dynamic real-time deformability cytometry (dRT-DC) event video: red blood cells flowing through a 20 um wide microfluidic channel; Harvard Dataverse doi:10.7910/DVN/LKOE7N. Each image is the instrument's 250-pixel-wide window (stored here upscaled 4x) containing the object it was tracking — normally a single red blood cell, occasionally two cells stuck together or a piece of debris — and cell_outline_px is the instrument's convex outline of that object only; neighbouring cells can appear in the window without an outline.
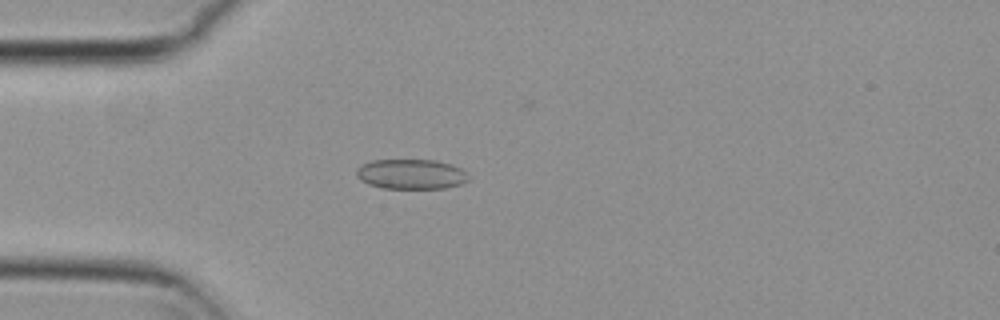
{"species": "common noctule bat (a hibernating species)", "species_latin": "Nyctalus noctula", "temperature_condition": "cold", "stored_images_in_passage": 32, "camera_frame_rate_fps": 3000, "um_per_image_px": 0.085, "animal": {"sex": "female", "body_mass_g": 29.2, "forearm_length_mm": 56.3}, "frame": {"image": 1, "passage_image": 7, "time_ms": 2.0, "image_size_px": [1000, 320], "cell_outline_px": [[468, 180], [460, 184], [444, 188], [380, 188], [368, 184], [360, 180], [356, 176], [356, 168], [372, 160], [436, 160], [452, 164], [460, 168], [468, 176]], "centroid_in_image_um": [34.91, 14.8], "position_along_channel_um": 50.1, "area_um2": 19.54}}
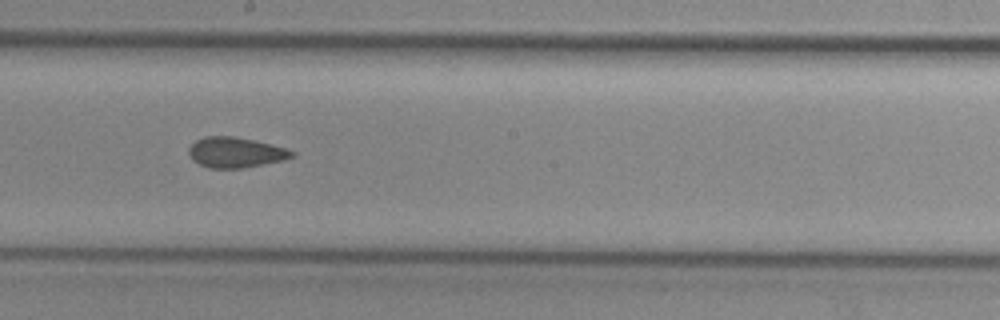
{"frame": {"image": 2, "passage_image": 22, "time_ms": 7.0, "image_size_px": [1000, 320], "cell_outline_px": [[296, 156], [284, 160], [240, 168], [208, 168], [192, 160], [188, 152], [188, 148], [196, 140], [204, 136], [232, 136], [252, 140], [284, 148], [296, 152]], "centroid_in_image_um": [20.0, 12.96], "position_along_channel_um": 228.2, "area_um2": 18.09}}
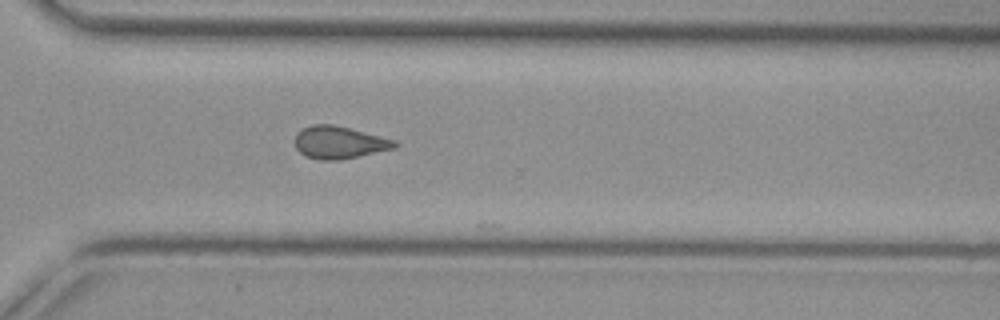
{"frame": {"image": 3, "passage_image": 31, "time_ms": 10.0, "image_size_px": [1000, 320], "cell_outline_px": [[400, 144], [396, 148], [336, 160], [320, 160], [304, 156], [296, 148], [296, 132], [312, 124], [332, 124], [396, 140]], "centroid_in_image_um": [28.83, 12.1], "position_along_channel_um": 341.8, "area_um2": 18.67}}